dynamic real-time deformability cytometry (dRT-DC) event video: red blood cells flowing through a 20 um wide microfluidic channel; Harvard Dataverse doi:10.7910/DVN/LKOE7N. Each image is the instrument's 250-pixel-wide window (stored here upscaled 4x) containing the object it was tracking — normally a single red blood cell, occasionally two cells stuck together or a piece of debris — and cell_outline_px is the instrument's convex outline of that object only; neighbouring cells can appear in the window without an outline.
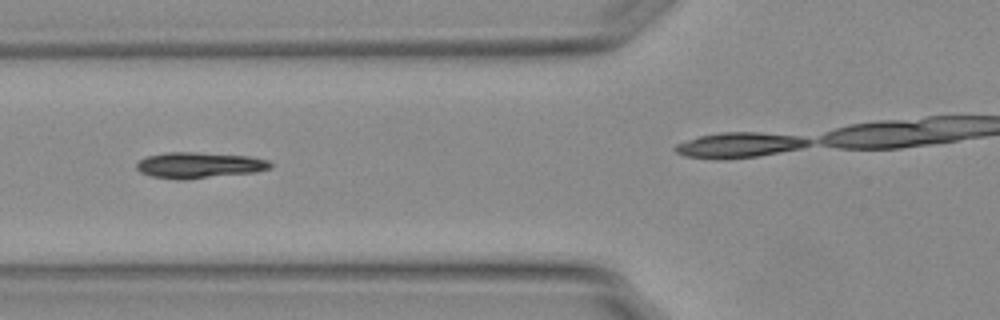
{"species": "Egyptian fruit bat (a non-hibernating species)", "species_latin": "Rousettus aegyptiacus", "temperature_condition": "warm", "stored_images_in_passage": 34, "camera_frame_rate_fps": 3000, "um_per_image_px": 0.085, "animal": {"sex": "female"}, "frame": {"image": 1, "passage_image": 10, "time_ms": 3.0, "image_size_px": [1000, 320], "cell_outline_px": [[272, 168], [256, 172], [180, 180], [152, 176], [140, 172], [136, 168], [136, 164], [144, 156], [164, 152], [196, 152], [248, 156], [268, 160], [272, 164]], "centroid_in_image_um": [16.91, 14.03], "position_along_channel_um": 108.9, "area_um2": 20.29}}